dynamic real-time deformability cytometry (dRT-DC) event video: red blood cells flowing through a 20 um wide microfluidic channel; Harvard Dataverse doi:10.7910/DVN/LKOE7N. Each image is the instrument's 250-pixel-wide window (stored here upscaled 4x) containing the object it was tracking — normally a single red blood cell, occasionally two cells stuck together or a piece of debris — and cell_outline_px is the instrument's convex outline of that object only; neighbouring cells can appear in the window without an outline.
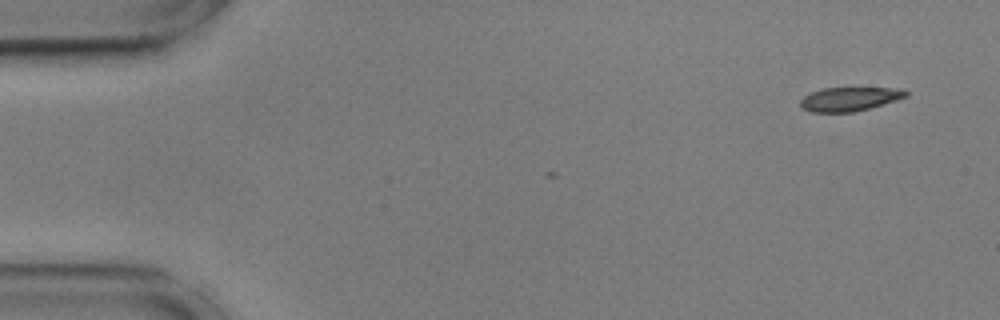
{"species": "common noctule bat (a hibernating species)", "species_latin": "Nyctalus noctula", "temperature_condition": "cold", "stored_images_in_passage": 3, "camera_frame_rate_fps": 3000, "um_per_image_px": 0.085, "animal": {"sex": "male", "body_mass_g": 17.9, "forearm_length_mm": 54.2}, "frame": {"image": 1, "passage_image": 1, "time_ms": 0.0, "image_size_px": [1000, 320], "cell_outline_px": [[908, 96], [896, 100], [868, 108], [852, 112], [812, 112], [800, 108], [800, 100], [804, 96], [812, 92], [824, 88], [900, 88], [908, 92]], "centroid_in_image_um": [72.19, 8.41], "position_along_channel_um": 12.8, "area_um2": 14.57}}